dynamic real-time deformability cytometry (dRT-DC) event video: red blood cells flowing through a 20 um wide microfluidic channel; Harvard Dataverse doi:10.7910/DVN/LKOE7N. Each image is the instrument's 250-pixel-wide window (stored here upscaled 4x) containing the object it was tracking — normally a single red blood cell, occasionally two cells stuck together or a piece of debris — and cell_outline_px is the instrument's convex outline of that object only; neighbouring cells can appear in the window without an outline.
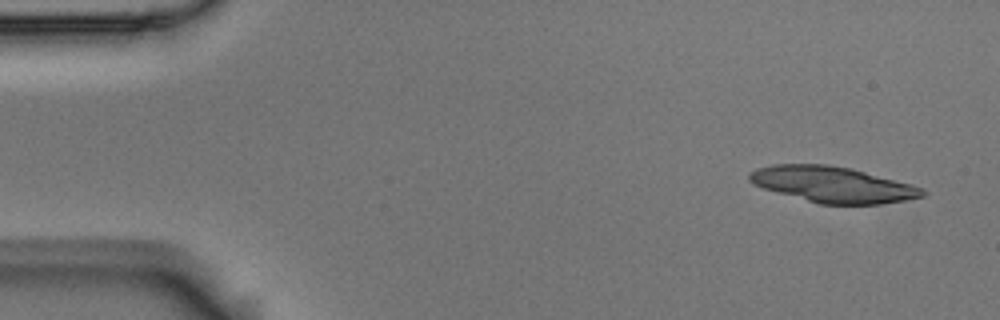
{"species": "Egyptian fruit bat (a non-hibernating species)", "species_latin": "Rousettus aegyptiacus", "temperature_condition": "room temperature", "stored_images_in_passage": 4, "camera_frame_rate_fps": 3000, "um_per_image_px": 0.085, "animal": {"sex": "male"}, "frame": {"image": 1, "passage_image": 1, "time_ms": 0.0, "image_size_px": [1000, 320], "cell_outline_px": [[928, 192], [924, 196], [904, 200], [880, 204], [820, 204], [764, 188], [752, 184], [748, 180], [748, 172], [756, 168], [772, 164], [828, 164], [852, 168], [912, 184], [924, 188]], "centroid_in_image_um": [70.79, 15.67], "position_along_channel_um": 14.2, "area_um2": 36.3}}